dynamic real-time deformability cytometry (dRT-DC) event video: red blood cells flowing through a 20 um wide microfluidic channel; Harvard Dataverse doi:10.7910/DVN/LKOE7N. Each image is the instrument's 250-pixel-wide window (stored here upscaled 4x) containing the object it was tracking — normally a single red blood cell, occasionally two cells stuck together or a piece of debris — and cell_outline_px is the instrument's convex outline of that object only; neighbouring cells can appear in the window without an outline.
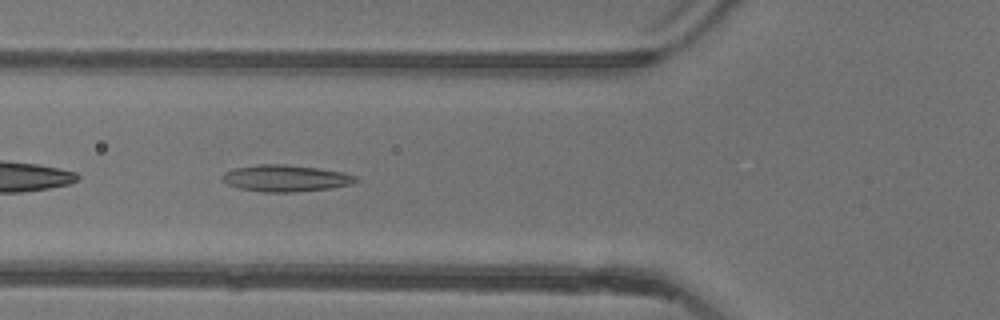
{"species": "common noctule bat (a hibernating species)", "species_latin": "Nyctalus noctula", "temperature_condition": "warm", "stored_images_in_passage": 37, "camera_frame_rate_fps": 3000, "um_per_image_px": 0.085, "animal": {"sex": "female"}, "frame": {"image": 1, "passage_image": 4, "time_ms": 1.0, "image_size_px": [1000, 320], "cell_outline_px": [[360, 180], [352, 184], [328, 188], [292, 192], [260, 192], [240, 188], [228, 184], [220, 176], [224, 172], [232, 168], [260, 164], [284, 164], [316, 168], [344, 172], [356, 176]], "centroid_in_image_um": [24.27, 15.14], "position_along_channel_um": 101.5, "area_um2": 20.69}}
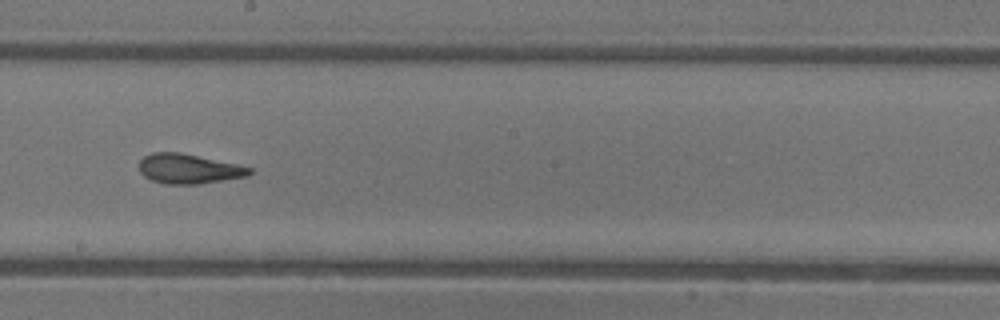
{"frame": {"image": 2, "passage_image": 14, "time_ms": 4.333, "image_size_px": [1000, 320], "cell_outline_px": [[252, 172], [248, 176], [200, 184], [164, 184], [152, 180], [144, 176], [140, 172], [140, 160], [144, 156], [152, 152], [180, 152], [236, 164], [252, 168]], "centroid_in_image_um": [16.03, 14.35], "position_along_channel_um": 232.2, "area_um2": 19.07}}
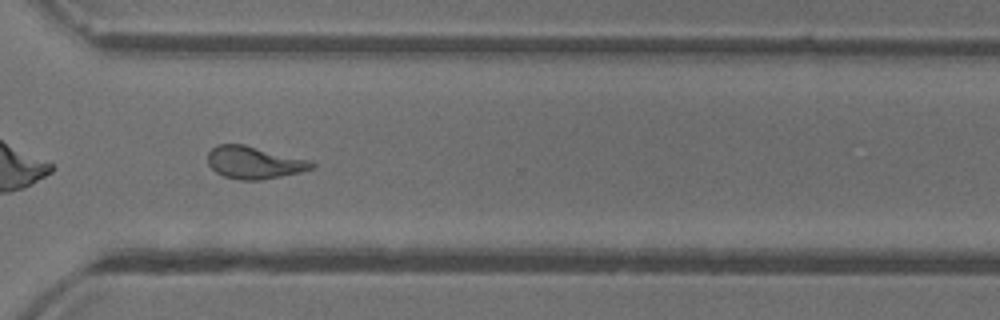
{"frame": {"image": 3, "passage_image": 23, "time_ms": 7.333, "image_size_px": [1000, 320], "cell_outline_px": [[316, 164], [312, 168], [300, 172], [260, 180], [240, 180], [224, 176], [216, 172], [208, 164], [208, 152], [216, 144], [244, 144], [308, 160]], "centroid_in_image_um": [21.56, 13.81], "position_along_channel_um": 349.0, "area_um2": 19.42}, "authors_computed_cell_mechanics": {"area_um2": 19.4208, "velocity_mm_per_s": 3.9061, "shape_relaxation_time_tau1_ms": 11.3479, "shape_relaxation_time_tau2_ms": 1.9211, "deformation_change_tau1": 0.328, "deformation_change_tau2": 0.1145}}